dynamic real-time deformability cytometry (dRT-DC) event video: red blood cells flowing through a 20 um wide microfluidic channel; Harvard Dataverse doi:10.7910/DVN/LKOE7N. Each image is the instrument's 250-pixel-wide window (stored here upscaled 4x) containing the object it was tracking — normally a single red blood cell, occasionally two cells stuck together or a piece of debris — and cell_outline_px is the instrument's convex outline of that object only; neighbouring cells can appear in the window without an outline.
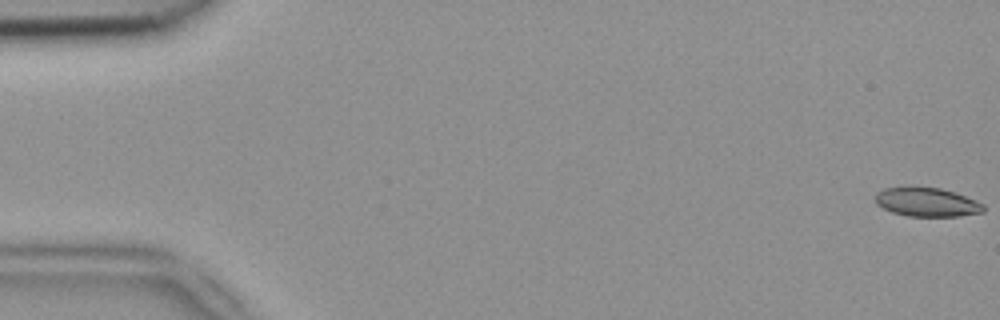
{"species": "common noctule bat (a hibernating species)", "species_latin": "Nyctalus noctula", "temperature_condition": "room temperature", "stored_images_in_passage": 54, "segment_of_instrument_passage": [1, 2], "camera_frame_rate_fps": 3000, "um_per_image_px": 0.085, "animal": {"sex": "female", "body_mass_g": 18.4}, "frame": {"image": 1, "passage_image": 1, "time_ms": 0.0, "image_size_px": [1000, 320], "cell_outline_px": [[984, 212], [960, 216], [908, 216], [892, 212], [876, 204], [876, 192], [884, 188], [908, 184], [940, 188], [976, 200], [984, 204]], "centroid_in_image_um": [78.74, 17.14], "position_along_channel_um": 6.3, "area_um2": 18.67}}
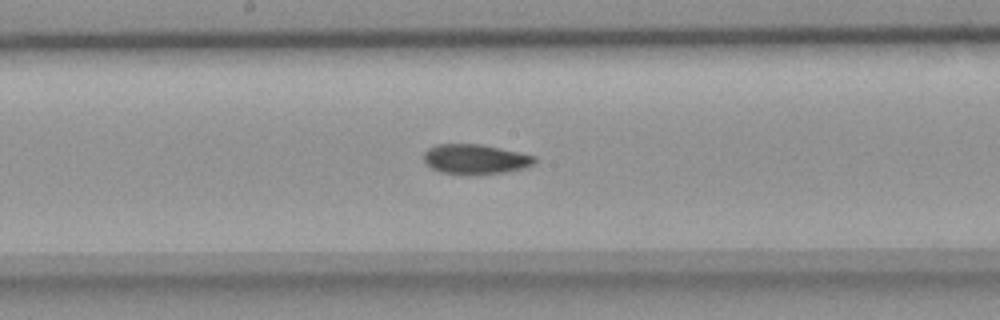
{"frame": {"image": 2, "passage_image": 28, "time_ms": 9.0, "image_size_px": [1000, 320], "cell_outline_px": [[536, 160], [532, 164], [524, 168], [504, 172], [440, 172], [432, 168], [424, 160], [424, 152], [428, 148], [436, 144], [480, 144], [520, 152], [536, 156]], "centroid_in_image_um": [40.41, 13.48], "position_along_channel_um": 207.8, "area_um2": 18.55}}
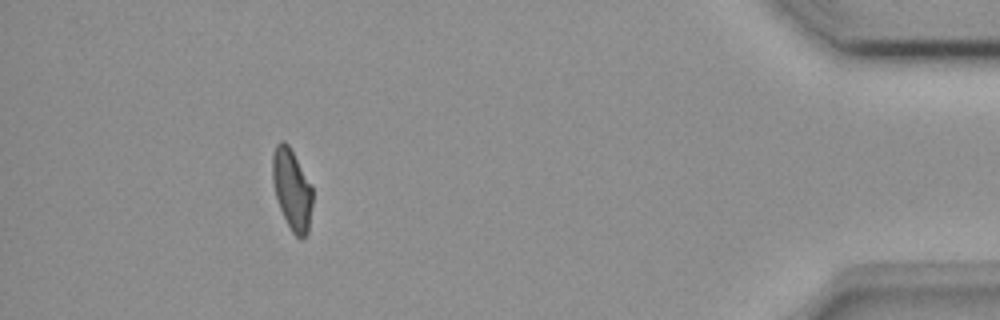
{"frame": {"image": 3, "passage_image": 48, "time_ms": 15.667, "image_size_px": [1000, 320], "cell_outline_px": [[312, 204], [308, 232], [300, 240], [292, 232], [280, 208], [276, 196], [272, 180], [272, 156], [276, 144], [280, 140], [284, 140], [288, 144], [312, 184]], "centroid_in_image_um": [24.82, 16.07], "position_along_channel_um": 410.4, "area_um2": 18.9}}